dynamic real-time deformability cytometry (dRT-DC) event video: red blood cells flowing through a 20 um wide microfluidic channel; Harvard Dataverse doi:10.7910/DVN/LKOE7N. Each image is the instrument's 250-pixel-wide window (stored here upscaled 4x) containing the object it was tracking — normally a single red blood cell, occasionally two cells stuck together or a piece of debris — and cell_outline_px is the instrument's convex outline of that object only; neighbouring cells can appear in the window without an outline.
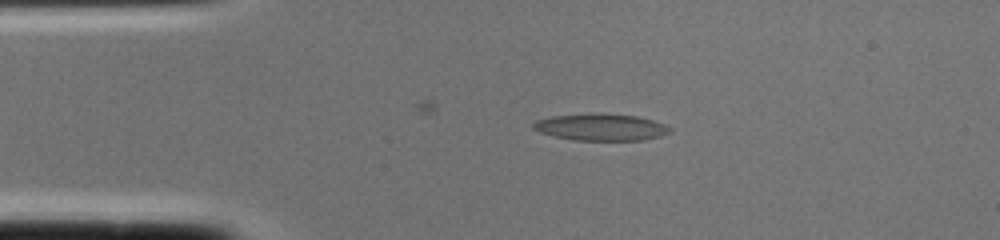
{"species": "common noctule bat (a hibernating species)", "species_latin": "Nyctalus noctula", "temperature_condition": "cold", "stored_images_in_passage": 2, "camera_frame_rate_fps": 3000, "um_per_image_px": 0.085, "animal": {"sex": "female", "body_mass_g": 22.0, "forearm_length_mm": 56.7}, "frame": {"image": 1, "passage_image": 2, "time_ms": 0.333, "image_size_px": [1000, 240], "cell_outline_px": [[672, 132], [660, 136], [644, 140], [576, 140], [552, 136], [540, 132], [532, 128], [532, 124], [536, 120], [552, 116], [636, 116], [652, 120], [664, 124], [672, 128]], "centroid_in_image_um": [51.1, 10.86], "position_along_channel_um": 33.9, "area_um2": 20.35}}